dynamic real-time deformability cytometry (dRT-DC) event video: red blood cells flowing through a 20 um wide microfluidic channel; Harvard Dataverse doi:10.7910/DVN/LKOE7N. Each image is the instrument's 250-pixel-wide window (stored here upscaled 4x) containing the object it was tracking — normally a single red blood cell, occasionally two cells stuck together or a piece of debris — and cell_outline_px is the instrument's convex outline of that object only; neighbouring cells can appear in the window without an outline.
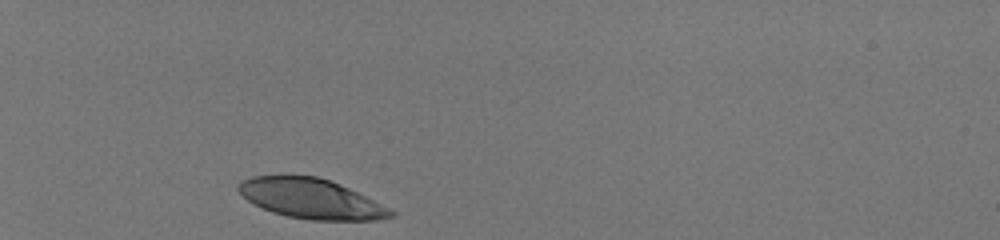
{"species": "human", "species_latin": "Homo sapiens", "temperature_condition": "room temperature", "stored_images_in_passage": 31, "camera_frame_rate_fps": 3000, "um_per_image_px": 0.085, "donor": {"sex": "male"}, "frame": {"image": 1, "passage_image": 1, "time_ms": 0.0, "image_size_px": [1000, 240], "cell_outline_px": [[396, 216], [376, 220], [308, 220], [288, 216], [272, 212], [248, 200], [236, 188], [244, 180], [252, 176], [316, 176], [340, 184], [396, 212]], "centroid_in_image_um": [26.46, 16.9], "position_along_channel_um": 58.5, "area_um2": 34.74}}
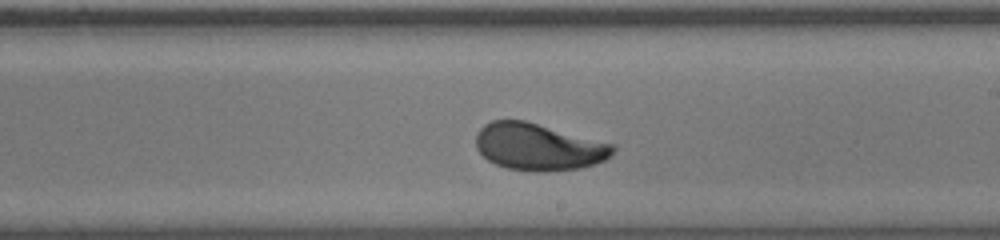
{"frame": {"image": 2, "passage_image": 18, "time_ms": 5.667, "image_size_px": [1000, 240], "cell_outline_px": [[616, 148], [604, 160], [580, 168], [544, 172], [536, 172], [508, 168], [496, 164], [488, 160], [476, 148], [476, 132], [484, 124], [492, 120], [524, 120], [616, 144]], "centroid_in_image_um": [45.76, 12.47], "position_along_channel_um": 243.2, "area_um2": 37.51}}
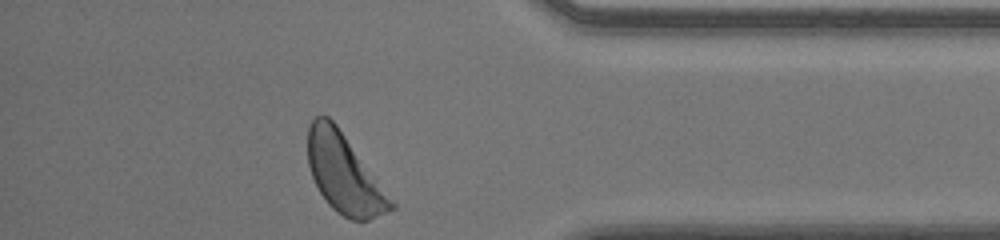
{"frame": {"image": 3, "passage_image": 31, "time_ms": 10.0, "image_size_px": [1000, 240], "cell_outline_px": [[396, 208], [368, 220], [352, 220], [336, 212], [328, 204], [320, 192], [312, 176], [308, 164], [308, 124], [316, 116], [328, 116], [336, 124], [396, 204]], "centroid_in_image_um": [29.24, 14.77], "position_along_channel_um": 406.0, "area_um2": 37.69}, "authors_computed_cell_mechanics": {"area_um2": 37.57, "velocity_mm_per_s": 4.0168, "shape_relaxation_time_tau1_ms": 3.6863, "shape_relaxation_time_tau2_ms": 0.8733, "deformation_change_tau1": 0.1839, "deformation_change_tau2": 0.0461}}